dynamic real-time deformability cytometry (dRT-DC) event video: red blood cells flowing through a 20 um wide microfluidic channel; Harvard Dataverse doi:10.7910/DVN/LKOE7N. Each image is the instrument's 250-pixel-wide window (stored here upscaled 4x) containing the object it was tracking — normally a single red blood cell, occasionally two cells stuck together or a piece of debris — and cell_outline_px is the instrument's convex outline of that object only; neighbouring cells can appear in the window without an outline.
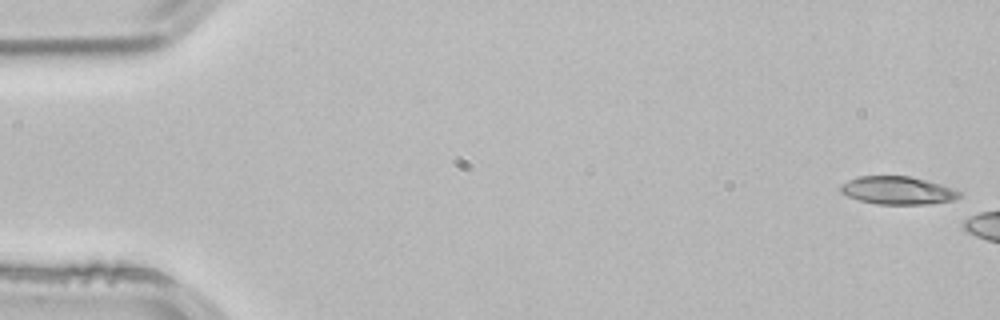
{"species": "common noctule bat (a hibernating species)", "species_latin": "Nyctalus noctula", "temperature_condition": "room temperature", "stored_images_in_passage": 4, "camera_frame_rate_fps": 3000, "um_per_image_px": 0.085, "animal": {"sex": "male", "body_mass_g": 21.5, "forearm_length_mm": 52.0}, "frame": {"image": 1, "passage_image": 1, "time_ms": 0.0, "image_size_px": [1000, 320], "cell_outline_px": [[960, 196], [952, 200], [924, 204], [876, 204], [860, 200], [848, 196], [840, 192], [840, 184], [848, 180], [860, 176], [908, 176], [940, 184], [952, 188], [960, 192]], "centroid_in_image_um": [76.25, 16.18], "position_along_channel_um": 8.8, "area_um2": 19.07}}
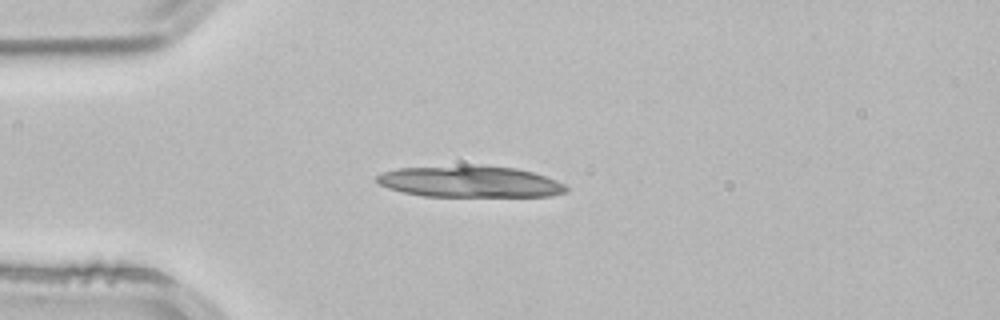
{"frame": {"image": 2, "passage_image": 4, "time_ms": 1.0, "image_size_px": [1000, 320], "cell_outline_px": [[568, 192], [552, 196], [424, 196], [404, 192], [388, 188], [380, 184], [376, 180], [376, 176], [384, 172], [396, 168], [516, 168], [532, 172], [556, 180], [564, 184], [568, 188]], "centroid_in_image_um": [39.99, 15.49], "position_along_channel_um": 45.0, "area_um2": 33.18}}